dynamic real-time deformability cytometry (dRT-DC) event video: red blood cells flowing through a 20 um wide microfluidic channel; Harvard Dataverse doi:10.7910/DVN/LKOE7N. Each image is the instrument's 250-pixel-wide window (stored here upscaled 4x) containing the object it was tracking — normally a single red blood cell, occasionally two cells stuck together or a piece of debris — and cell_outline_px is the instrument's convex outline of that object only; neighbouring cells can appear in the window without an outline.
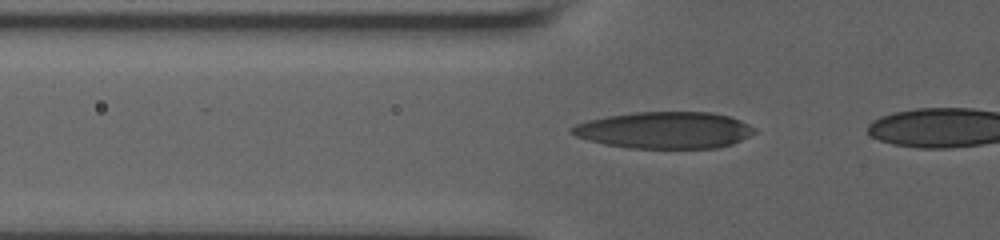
{"species": "human", "species_latin": "Homo sapiens", "temperature_condition": "room temperature", "stored_images_in_passage": 8, "camera_frame_rate_fps": 3000, "um_per_image_px": 0.085, "donor": {"sex": "male"}, "frame": {"image": 1, "passage_image": 5, "time_ms": 1.333, "image_size_px": [1000, 240], "cell_outline_px": [[756, 132], [732, 144], [716, 148], [628, 148], [588, 140], [576, 136], [568, 132], [568, 128], [576, 124], [588, 120], [608, 116], [636, 112], [712, 112], [728, 116], [740, 120], [756, 128]], "centroid_in_image_um": [56.48, 11.06], "position_along_channel_um": 69.3, "area_um2": 39.02}}